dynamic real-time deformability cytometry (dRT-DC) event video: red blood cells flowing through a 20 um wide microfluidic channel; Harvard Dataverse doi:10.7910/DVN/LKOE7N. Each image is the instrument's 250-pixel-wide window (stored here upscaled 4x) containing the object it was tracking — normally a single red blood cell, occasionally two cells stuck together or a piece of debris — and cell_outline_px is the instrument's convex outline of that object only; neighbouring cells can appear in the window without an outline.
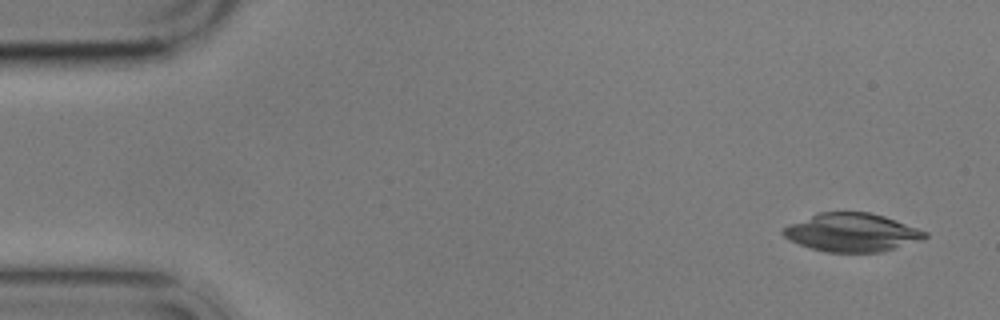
{"species": "common noctule bat (a hibernating species)", "species_latin": "Nyctalus noctula", "temperature_condition": "cold", "stored_images_in_passage": 5, "camera_frame_rate_fps": 3000, "um_per_image_px": 0.085, "animal": {"sex": "male", "body_mass_g": 17.9}, "frame": {"image": 1, "passage_image": 1, "time_ms": 0.0, "image_size_px": [1000, 320], "cell_outline_px": [[928, 236], [924, 240], [884, 252], [824, 252], [808, 248], [788, 240], [780, 232], [780, 228], [788, 224], [820, 212], [868, 212], [884, 216], [928, 232]], "centroid_in_image_um": [72.39, 19.77], "position_along_channel_um": 12.6, "area_um2": 32.08}}